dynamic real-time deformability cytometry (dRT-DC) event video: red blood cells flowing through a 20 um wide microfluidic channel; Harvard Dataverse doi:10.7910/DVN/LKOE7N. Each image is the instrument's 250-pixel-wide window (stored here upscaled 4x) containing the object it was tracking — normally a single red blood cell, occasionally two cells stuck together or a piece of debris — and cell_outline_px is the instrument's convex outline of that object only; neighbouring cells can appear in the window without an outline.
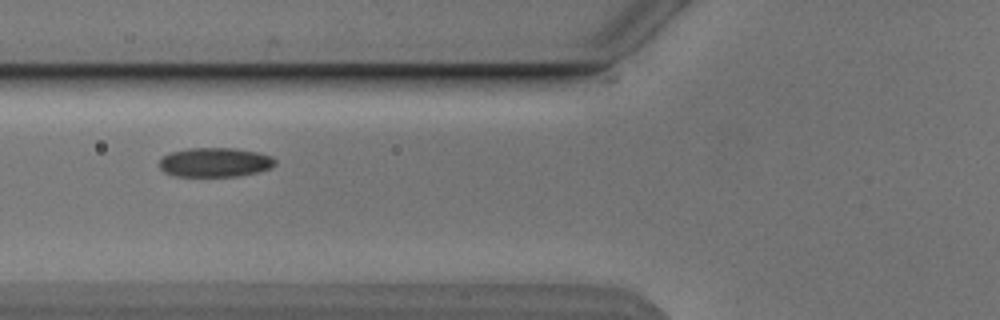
{"species": "Egyptian fruit bat (a non-hibernating species)", "species_latin": "Rousettus aegyptiacus", "temperature_condition": "cold", "stored_images_in_passage": 8, "camera_frame_rate_fps": 3000, "um_per_image_px": 0.085, "animal": {"sex": "male"}, "frame": {"image": 1, "passage_image": 6, "time_ms": 6.0, "image_size_px": [1000, 320], "cell_outline_px": [[276, 164], [272, 168], [256, 172], [236, 176], [176, 176], [164, 172], [160, 168], [160, 160], [164, 156], [172, 152], [188, 148], [236, 148], [260, 152], [272, 156], [276, 160]], "centroid_in_image_um": [18.32, 13.79], "position_along_channel_um": 107.5, "area_um2": 19.83}}
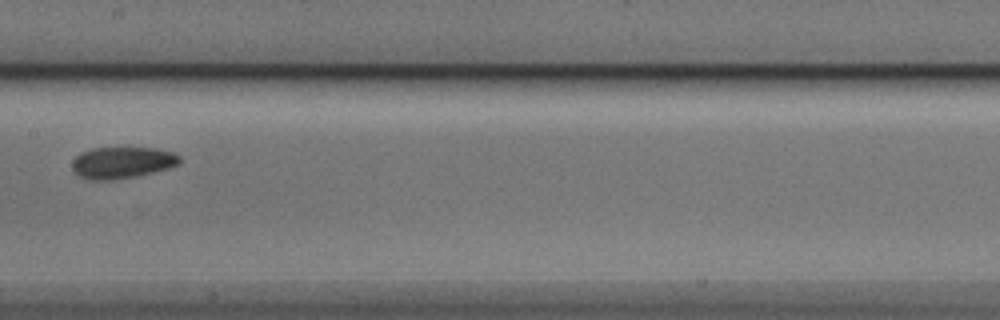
{"frame": {"image": 2, "passage_image": 8, "time_ms": 8.333, "image_size_px": [1000, 320], "cell_outline_px": [[180, 164], [168, 168], [152, 172], [132, 176], [108, 180], [92, 180], [80, 176], [72, 168], [72, 160], [80, 152], [92, 148], [156, 148], [172, 152], [180, 156]], "centroid_in_image_um": [10.37, 13.8], "position_along_channel_um": 197.0, "area_um2": 19.54}}